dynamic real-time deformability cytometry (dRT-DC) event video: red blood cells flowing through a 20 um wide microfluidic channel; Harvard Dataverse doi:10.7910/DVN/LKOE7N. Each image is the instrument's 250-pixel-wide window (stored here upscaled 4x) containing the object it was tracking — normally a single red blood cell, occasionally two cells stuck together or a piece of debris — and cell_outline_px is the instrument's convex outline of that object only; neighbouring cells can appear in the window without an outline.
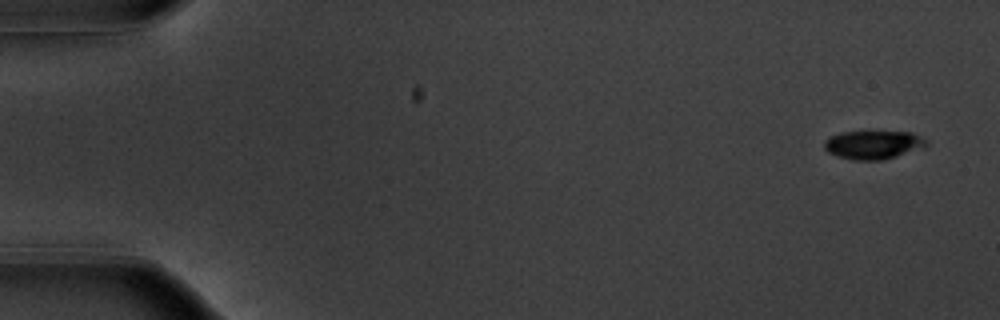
{"species": "common noctule bat (a hibernating species)", "species_latin": "Nyctalus noctula", "temperature_condition": "warm", "stored_images_in_passage": 11, "camera_frame_rate_fps": 3000, "um_per_image_px": 0.085, "animal": {"sex": "male", "body_mass_g": 20.1, "forearm_length_mm": 53.5}, "frame": {"image": 1, "passage_image": 1, "time_ms": 0.0, "image_size_px": [1000, 320], "cell_outline_px": [[928, 144], [924, 148], [896, 156], [880, 160], [852, 160], [836, 156], [828, 152], [824, 148], [824, 140], [828, 136], [840, 132], [912, 132], [928, 140]], "centroid_in_image_um": [74.21, 12.3], "position_along_channel_um": 10.8, "area_um2": 17.11}}